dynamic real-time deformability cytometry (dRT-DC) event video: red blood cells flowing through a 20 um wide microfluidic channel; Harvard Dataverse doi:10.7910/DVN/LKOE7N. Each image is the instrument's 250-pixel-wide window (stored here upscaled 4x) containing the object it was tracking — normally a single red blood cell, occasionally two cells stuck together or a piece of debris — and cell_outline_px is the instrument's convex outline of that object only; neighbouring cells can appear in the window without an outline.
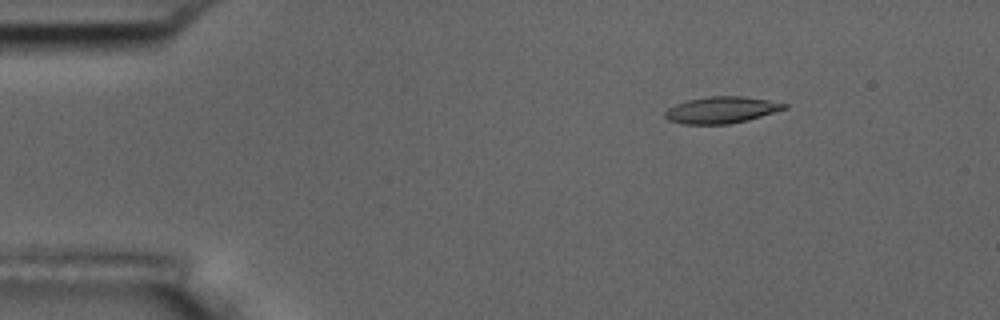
{"species": "common noctule bat (a hibernating species)", "species_latin": "Nyctalus noctula", "temperature_condition": "room temperature", "stored_images_in_passage": 6, "camera_frame_rate_fps": 3000, "um_per_image_px": 0.085, "animal": {"sex": "male", "body_mass_g": 17.5, "forearm_length_mm": 52.3}, "frame": {"image": 1, "passage_image": 3, "time_ms": 2.333, "image_size_px": [1000, 320], "cell_outline_px": [[788, 108], [748, 120], [728, 124], [680, 124], [668, 120], [664, 116], [664, 112], [668, 108], [676, 104], [688, 100], [712, 96], [740, 96], [768, 100], [788, 104]], "centroid_in_image_um": [61.31, 9.35], "position_along_channel_um": 23.7, "area_um2": 18.44}}
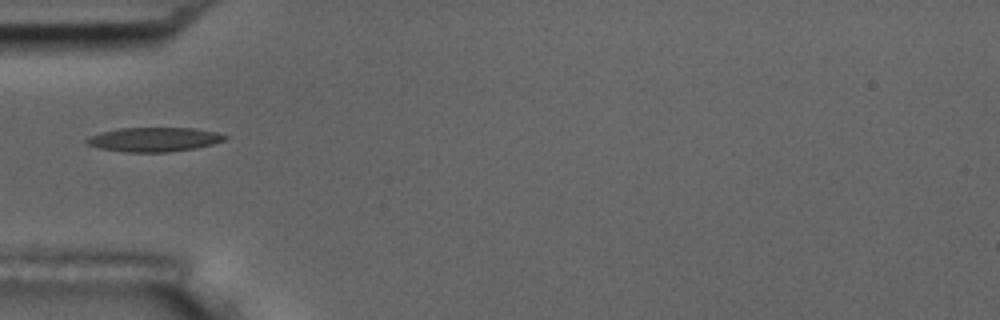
{"frame": {"image": 2, "passage_image": 6, "time_ms": 5.667, "image_size_px": [1000, 320], "cell_outline_px": [[228, 136], [224, 140], [212, 144], [196, 148], [168, 152], [124, 152], [100, 148], [84, 144], [84, 140], [88, 136], [100, 132], [120, 128], [192, 128], [216, 132]], "centroid_in_image_um": [13.03, 11.86], "position_along_channel_um": 72.0, "area_um2": 19.59}}